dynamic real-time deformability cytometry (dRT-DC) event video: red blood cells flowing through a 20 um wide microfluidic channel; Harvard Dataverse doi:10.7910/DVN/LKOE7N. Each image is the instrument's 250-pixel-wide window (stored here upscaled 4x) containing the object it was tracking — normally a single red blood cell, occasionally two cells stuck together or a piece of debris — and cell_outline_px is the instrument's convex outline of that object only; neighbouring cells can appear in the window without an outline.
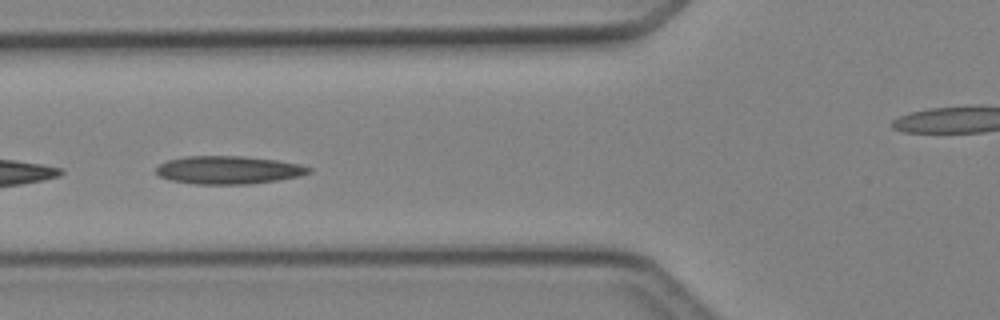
{"species": "Egyptian fruit bat (a non-hibernating species)", "species_latin": "Rousettus aegyptiacus", "temperature_condition": "cold", "stored_images_in_passage": 9, "camera_frame_rate_fps": 3000, "um_per_image_px": 0.085, "animal": {"sex": "female"}, "frame": {"image": 1, "passage_image": 7, "time_ms": 2.0, "image_size_px": [1000, 320], "cell_outline_px": [[312, 172], [300, 176], [276, 180], [248, 184], [192, 184], [168, 180], [160, 176], [156, 172], [156, 168], [160, 164], [168, 160], [184, 156], [244, 156], [276, 160], [300, 164], [312, 168]], "centroid_in_image_um": [19.41, 14.45], "position_along_channel_um": 106.4, "area_um2": 25.03}}